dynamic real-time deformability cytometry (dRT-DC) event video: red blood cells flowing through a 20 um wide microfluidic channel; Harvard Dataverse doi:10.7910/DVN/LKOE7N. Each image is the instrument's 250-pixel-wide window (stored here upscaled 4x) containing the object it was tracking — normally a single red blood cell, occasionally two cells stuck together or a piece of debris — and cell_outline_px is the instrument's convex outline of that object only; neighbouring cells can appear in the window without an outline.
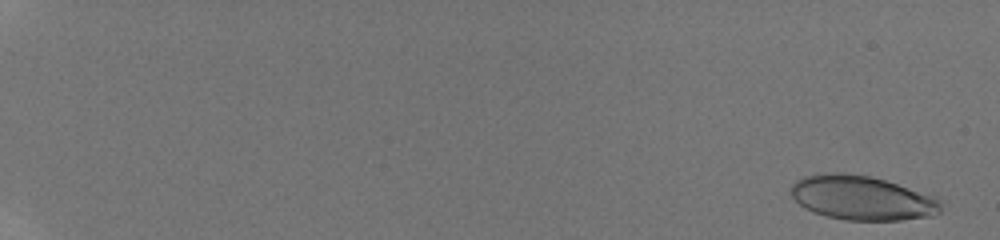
{"species": "human", "species_latin": "Homo sapiens", "temperature_condition": "room temperature", "stored_images_in_passage": 29, "camera_frame_rate_fps": 3000, "um_per_image_px": 0.085, "donor": {"sex": "male"}, "frame": {"image": 1, "passage_image": 2, "time_ms": 0.667, "image_size_px": [1000, 240], "cell_outline_px": [[940, 212], [932, 216], [900, 220], [844, 220], [824, 216], [804, 208], [788, 192], [792, 184], [796, 180], [804, 176], [828, 172], [844, 172], [872, 176], [936, 196], [940, 200]], "centroid_in_image_um": [73.24, 16.81], "position_along_channel_um": 11.8, "area_um2": 39.07}}
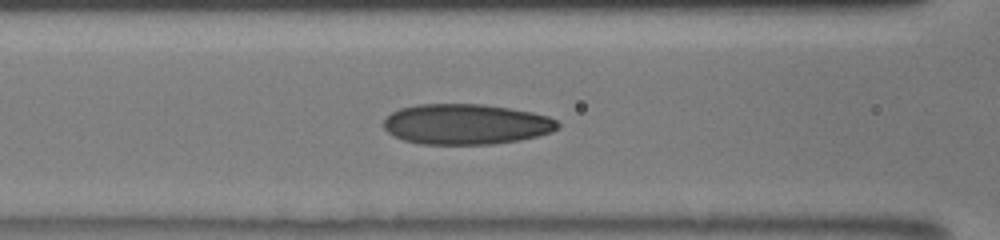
{"frame": {"image": 2, "passage_image": 14, "time_ms": 9.0, "image_size_px": [1000, 240], "cell_outline_px": [[560, 128], [552, 132], [520, 140], [492, 144], [420, 144], [404, 140], [392, 136], [384, 128], [384, 120], [392, 112], [400, 108], [416, 104], [484, 104], [532, 112], [548, 116], [556, 120], [560, 124]], "centroid_in_image_um": [39.62, 10.56], "position_along_channel_um": 127.0, "area_um2": 41.21}}
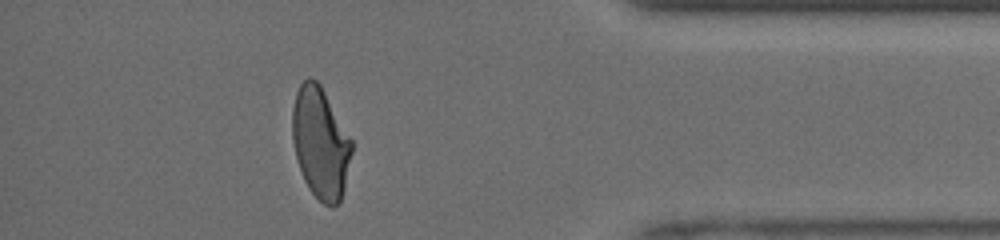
{"frame": {"image": 3, "passage_image": 26, "time_ms": 16.333, "image_size_px": [1000, 240], "cell_outline_px": [[352, 152], [344, 188], [340, 200], [332, 208], [324, 204], [308, 188], [304, 180], [296, 156], [292, 140], [292, 108], [296, 92], [300, 84], [308, 76], [316, 80], [320, 84], [352, 140]], "centroid_in_image_um": [27.22, 12.13], "position_along_channel_um": 408.0, "area_um2": 38.26}, "authors_computed_cell_mechanics": {"area_um2": 39.0728, "velocity_mm_per_s": 4.145, "shape_relaxation_time_tau1_ms": 7.8357, "shape_relaxation_time_tau2_ms": 1.2014, "deformation_change_tau1": 0.2369, "deformation_change_tau2": 0.0784}}